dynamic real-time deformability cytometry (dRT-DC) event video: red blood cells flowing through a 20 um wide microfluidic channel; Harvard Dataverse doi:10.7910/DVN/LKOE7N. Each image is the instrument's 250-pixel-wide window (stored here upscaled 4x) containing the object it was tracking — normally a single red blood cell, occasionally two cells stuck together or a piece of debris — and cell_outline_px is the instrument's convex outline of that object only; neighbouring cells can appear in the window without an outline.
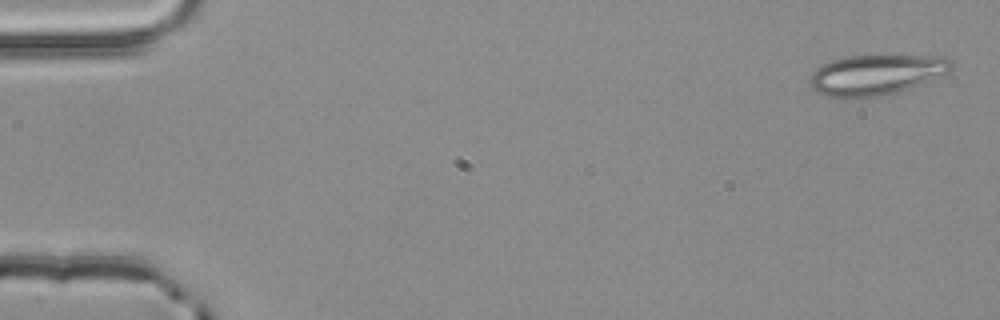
{"species": "common noctule bat (a hibernating species)", "species_latin": "Nyctalus noctula", "temperature_condition": "room temperature", "stored_images_in_passage": 4, "camera_frame_rate_fps": 3000, "um_per_image_px": 0.085, "animal": {"sex": "male", "body_mass_g": 20.4}, "frame": {"image": 1, "passage_image": 1, "time_ms": 0.0, "image_size_px": [1000, 320], "cell_outline_px": [[956, 64], [948, 72], [896, 92], [876, 96], [828, 96], [816, 92], [812, 88], [808, 80], [812, 72], [820, 64], [844, 56], [880, 52], [944, 56]], "centroid_in_image_um": [74.47, 6.25], "position_along_channel_um": 10.5, "area_um2": 34.04}}